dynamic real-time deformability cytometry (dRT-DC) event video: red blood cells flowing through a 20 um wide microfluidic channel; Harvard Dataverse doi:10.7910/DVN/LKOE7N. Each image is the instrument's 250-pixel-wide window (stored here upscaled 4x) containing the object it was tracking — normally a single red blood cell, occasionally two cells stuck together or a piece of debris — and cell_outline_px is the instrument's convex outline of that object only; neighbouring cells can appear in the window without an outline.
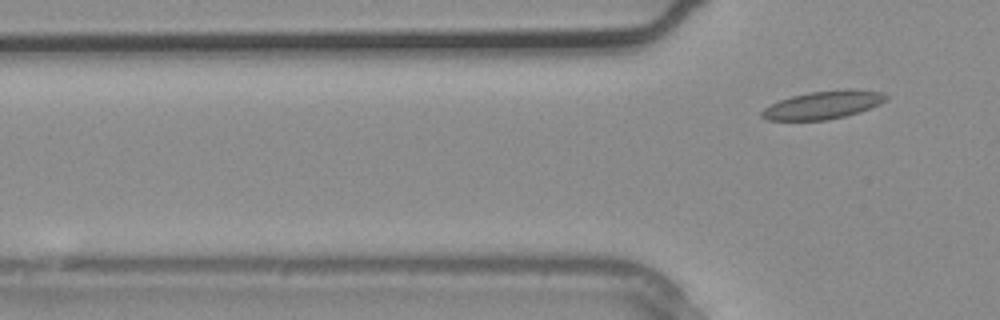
{"species": "common noctule bat (a hibernating species)", "species_latin": "Nyctalus noctula", "temperature_condition": "warm", "stored_images_in_passage": 5, "camera_frame_rate_fps": 3000, "um_per_image_px": 0.085, "animal": {"sex": "male", "body_mass_g": 20.4}, "frame": {"image": 1, "passage_image": 5, "time_ms": 1.333, "image_size_px": [1000, 320], "cell_outline_px": [[888, 100], [880, 104], [860, 112], [828, 120], [768, 120], [760, 116], [760, 112], [764, 108], [780, 100], [792, 96], [808, 92], [848, 88], [852, 88], [880, 92], [888, 96]], "centroid_in_image_um": [69.99, 8.91], "position_along_channel_um": 55.8, "area_um2": 20.4}}